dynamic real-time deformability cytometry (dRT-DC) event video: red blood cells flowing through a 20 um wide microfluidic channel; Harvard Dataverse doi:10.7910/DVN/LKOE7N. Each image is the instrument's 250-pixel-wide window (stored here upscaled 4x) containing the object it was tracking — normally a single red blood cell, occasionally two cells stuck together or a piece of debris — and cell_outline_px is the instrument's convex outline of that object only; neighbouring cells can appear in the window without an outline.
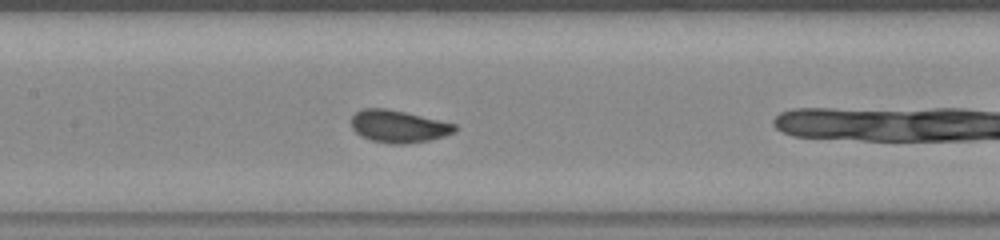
{"species": "common noctule bat (a hibernating species)", "species_latin": "Nyctalus noctula", "temperature_condition": "warm", "stored_images_in_passage": 39, "camera_frame_rate_fps": 3000, "um_per_image_px": 0.085, "animal": {"sex": "female", "body_mass_g": 23.0, "forearm_length_mm": 53.4}, "frame": {"image": 1, "passage_image": 11, "time_ms": 3.333, "image_size_px": [1000, 240], "cell_outline_px": [[460, 128], [456, 132], [444, 136], [428, 140], [404, 144], [392, 144], [372, 140], [360, 136], [352, 128], [352, 116], [356, 112], [364, 108], [384, 108], [404, 112], [456, 124]], "centroid_in_image_um": [33.89, 10.75], "position_along_channel_um": 173.5, "area_um2": 19.42}}
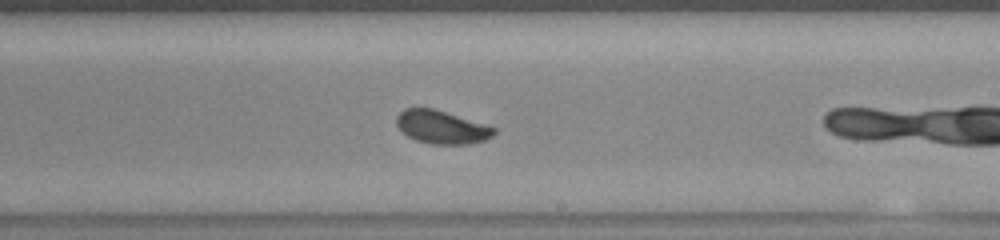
{"frame": {"image": 2, "passage_image": 17, "time_ms": 5.333, "image_size_px": [1000, 240], "cell_outline_px": [[496, 132], [492, 136], [484, 140], [468, 144], [432, 144], [416, 140], [408, 136], [396, 124], [396, 116], [404, 108], [432, 108], [496, 128]], "centroid_in_image_um": [37.52, 10.81], "position_along_channel_um": 251.5, "area_um2": 18.5}}
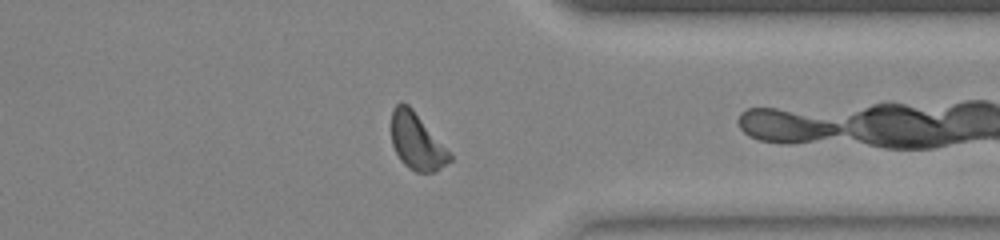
{"frame": {"image": 3, "passage_image": 27, "time_ms": 8.667, "image_size_px": [1000, 240], "cell_outline_px": [[452, 160], [436, 172], [416, 172], [408, 168], [400, 160], [392, 144], [392, 108], [396, 104], [408, 104], [412, 108], [452, 152]], "centroid_in_image_um": [35.47, 12.05], "position_along_channel_um": 375.9, "area_um2": 19.42}, "authors_computed_cell_mechanics": {"area_um2": 19.363, "velocity_mm_per_s": 3.9042, "shape_relaxation_time_tau1_ms": 0.9554, "shape_relaxation_time_tau2_ms": null, "deformation_change_tau1": 0.2903, "deformation_change_tau2": null}}